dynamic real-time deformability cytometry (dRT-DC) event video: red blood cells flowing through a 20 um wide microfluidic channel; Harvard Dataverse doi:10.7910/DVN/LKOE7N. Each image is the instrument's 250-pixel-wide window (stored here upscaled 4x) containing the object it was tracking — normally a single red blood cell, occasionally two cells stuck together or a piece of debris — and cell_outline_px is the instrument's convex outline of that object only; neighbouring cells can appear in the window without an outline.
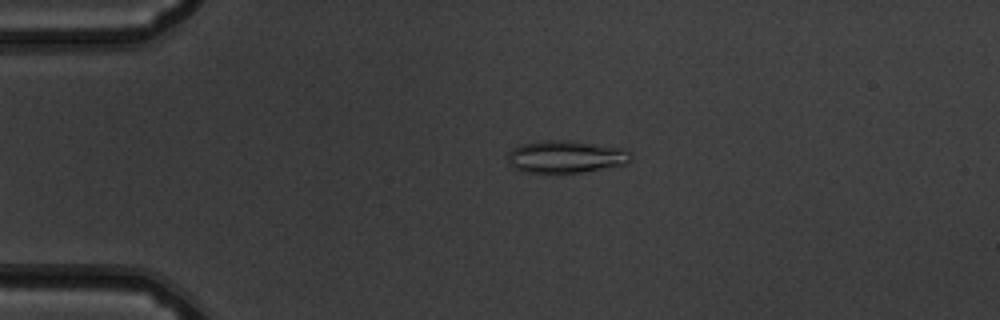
{"species": "common noctule bat (a hibernating species)", "species_latin": "Nyctalus noctula", "temperature_condition": "warm", "stored_images_in_passage": 44, "camera_frame_rate_fps": 3000, "um_per_image_px": 0.085, "animal": {"sex": "male", "body_mass_g": 19.5, "forearm_length_mm": 54.6}, "frame": {"image": 1, "passage_image": 4, "time_ms": 1.0, "image_size_px": [1000, 320], "cell_outline_px": [[632, 160], [628, 164], [560, 176], [544, 176], [524, 172], [508, 164], [508, 152], [512, 148], [520, 144], [544, 140], [572, 140], [620, 148], [628, 152], [632, 156]], "centroid_in_image_um": [48.04, 13.38], "position_along_channel_um": 37.0, "area_um2": 24.33}}
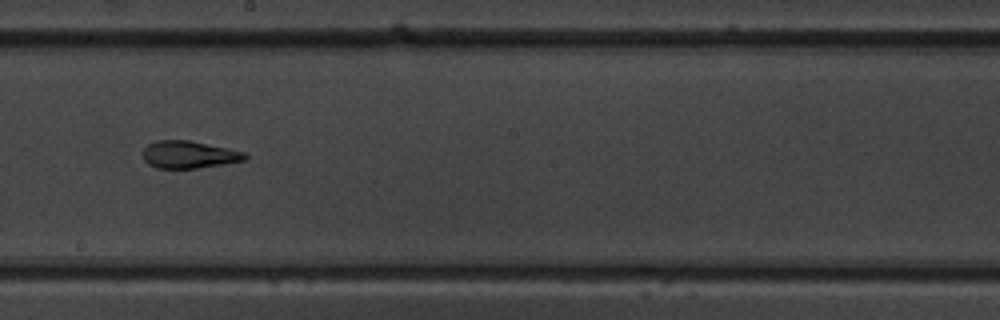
{"frame": {"image": 2, "passage_image": 22, "time_ms": 7.0, "image_size_px": [1000, 320], "cell_outline_px": [[248, 156], [244, 160], [224, 164], [196, 168], [156, 168], [148, 164], [144, 160], [144, 148], [148, 144], [156, 140], [188, 140], [228, 148], [244, 152]], "centroid_in_image_um": [16.05, 13.14], "position_along_channel_um": 232.2, "area_um2": 16.18}}
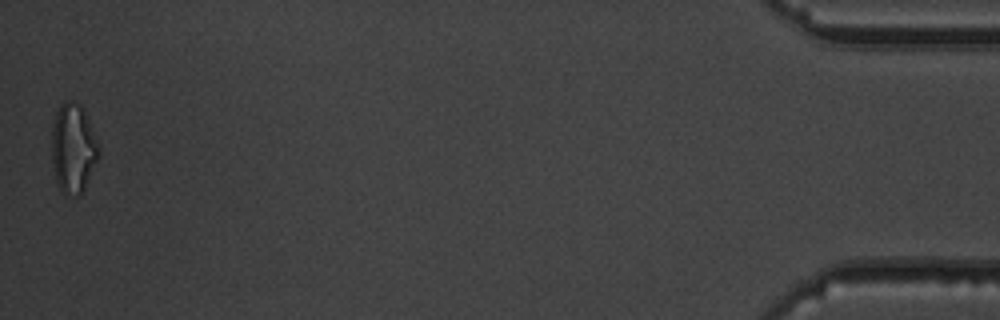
{"frame": {"image": 3, "passage_image": 44, "time_ms": 14.333, "image_size_px": [1000, 320], "cell_outline_px": [[100, 156], [80, 196], [72, 196], [60, 192], [56, 180], [52, 160], [52, 124], [56, 112], [60, 104], [64, 100], [72, 100], [80, 104], [84, 108], [100, 148]], "centroid_in_image_um": [6.23, 12.59], "position_along_channel_um": 429.0, "area_um2": 24.85}, "authors_computed_cell_mechanics": {"area_um2": 17.4845, "velocity_mm_per_s": 3.9051, "shape_relaxation_time_tau1_ms": null, "shape_relaxation_time_tau2_ms": 1.9354, "deformation_change_tau1": null, "deformation_change_tau2": 0.1076}}